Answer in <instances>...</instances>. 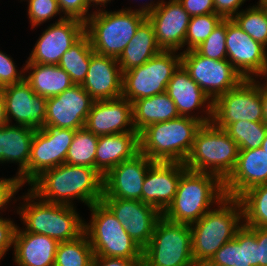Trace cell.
<instances>
[{"label":"cell","mask_w":267,"mask_h":266,"mask_svg":"<svg viewBox=\"0 0 267 266\" xmlns=\"http://www.w3.org/2000/svg\"><path fill=\"white\" fill-rule=\"evenodd\" d=\"M238 154L237 143L210 122L198 129L184 165L191 171L214 174L224 182L235 169Z\"/></svg>","instance_id":"cell-6"},{"label":"cell","mask_w":267,"mask_h":266,"mask_svg":"<svg viewBox=\"0 0 267 266\" xmlns=\"http://www.w3.org/2000/svg\"><path fill=\"white\" fill-rule=\"evenodd\" d=\"M232 19L254 41L267 48V17L259 4L240 10Z\"/></svg>","instance_id":"cell-38"},{"label":"cell","mask_w":267,"mask_h":266,"mask_svg":"<svg viewBox=\"0 0 267 266\" xmlns=\"http://www.w3.org/2000/svg\"><path fill=\"white\" fill-rule=\"evenodd\" d=\"M96 10L85 22L92 49L97 54L118 59L146 15L130 8L113 12L99 7Z\"/></svg>","instance_id":"cell-7"},{"label":"cell","mask_w":267,"mask_h":266,"mask_svg":"<svg viewBox=\"0 0 267 266\" xmlns=\"http://www.w3.org/2000/svg\"><path fill=\"white\" fill-rule=\"evenodd\" d=\"M94 252L85 233L77 239L58 243L54 266H91Z\"/></svg>","instance_id":"cell-35"},{"label":"cell","mask_w":267,"mask_h":266,"mask_svg":"<svg viewBox=\"0 0 267 266\" xmlns=\"http://www.w3.org/2000/svg\"><path fill=\"white\" fill-rule=\"evenodd\" d=\"M133 125L140 133L147 126L180 117L174 101L167 92L132 102Z\"/></svg>","instance_id":"cell-32"},{"label":"cell","mask_w":267,"mask_h":266,"mask_svg":"<svg viewBox=\"0 0 267 266\" xmlns=\"http://www.w3.org/2000/svg\"><path fill=\"white\" fill-rule=\"evenodd\" d=\"M94 53L90 39L84 33L61 57L58 64L74 84L81 85L86 78L91 56Z\"/></svg>","instance_id":"cell-33"},{"label":"cell","mask_w":267,"mask_h":266,"mask_svg":"<svg viewBox=\"0 0 267 266\" xmlns=\"http://www.w3.org/2000/svg\"><path fill=\"white\" fill-rule=\"evenodd\" d=\"M261 100L263 106V122L267 126V87L261 84Z\"/></svg>","instance_id":"cell-50"},{"label":"cell","mask_w":267,"mask_h":266,"mask_svg":"<svg viewBox=\"0 0 267 266\" xmlns=\"http://www.w3.org/2000/svg\"><path fill=\"white\" fill-rule=\"evenodd\" d=\"M265 77V83H263L266 87H267V65H266V68H265V71L264 73L262 74V78Z\"/></svg>","instance_id":"cell-55"},{"label":"cell","mask_w":267,"mask_h":266,"mask_svg":"<svg viewBox=\"0 0 267 266\" xmlns=\"http://www.w3.org/2000/svg\"><path fill=\"white\" fill-rule=\"evenodd\" d=\"M29 186L38 198L50 203L74 206L77 199L90 207L103 197V176L87 166L61 164L44 171Z\"/></svg>","instance_id":"cell-1"},{"label":"cell","mask_w":267,"mask_h":266,"mask_svg":"<svg viewBox=\"0 0 267 266\" xmlns=\"http://www.w3.org/2000/svg\"><path fill=\"white\" fill-rule=\"evenodd\" d=\"M243 221L240 200L225 197L217 208L190 224L192 256L196 266L209 262L220 247L235 237Z\"/></svg>","instance_id":"cell-2"},{"label":"cell","mask_w":267,"mask_h":266,"mask_svg":"<svg viewBox=\"0 0 267 266\" xmlns=\"http://www.w3.org/2000/svg\"><path fill=\"white\" fill-rule=\"evenodd\" d=\"M1 90L8 124L13 119L16 125H25L36 130L45 127L47 98L37 95L25 79Z\"/></svg>","instance_id":"cell-19"},{"label":"cell","mask_w":267,"mask_h":266,"mask_svg":"<svg viewBox=\"0 0 267 266\" xmlns=\"http://www.w3.org/2000/svg\"><path fill=\"white\" fill-rule=\"evenodd\" d=\"M84 127L97 136L137 132L133 125L132 103L122 96L94 101Z\"/></svg>","instance_id":"cell-22"},{"label":"cell","mask_w":267,"mask_h":266,"mask_svg":"<svg viewBox=\"0 0 267 266\" xmlns=\"http://www.w3.org/2000/svg\"><path fill=\"white\" fill-rule=\"evenodd\" d=\"M161 51L162 49L158 46L155 38L153 26L146 18L138 26L135 35L124 48L117 61L123 73L143 65Z\"/></svg>","instance_id":"cell-31"},{"label":"cell","mask_w":267,"mask_h":266,"mask_svg":"<svg viewBox=\"0 0 267 266\" xmlns=\"http://www.w3.org/2000/svg\"><path fill=\"white\" fill-rule=\"evenodd\" d=\"M58 242L53 238L25 232L17 226L14 235V261L17 266H54Z\"/></svg>","instance_id":"cell-26"},{"label":"cell","mask_w":267,"mask_h":266,"mask_svg":"<svg viewBox=\"0 0 267 266\" xmlns=\"http://www.w3.org/2000/svg\"><path fill=\"white\" fill-rule=\"evenodd\" d=\"M24 68L28 73L25 74V80L42 97L57 96L74 85L70 76L58 65L26 63Z\"/></svg>","instance_id":"cell-30"},{"label":"cell","mask_w":267,"mask_h":266,"mask_svg":"<svg viewBox=\"0 0 267 266\" xmlns=\"http://www.w3.org/2000/svg\"><path fill=\"white\" fill-rule=\"evenodd\" d=\"M27 2V13L31 23V29L45 23L58 14L62 16L57 0H27Z\"/></svg>","instance_id":"cell-41"},{"label":"cell","mask_w":267,"mask_h":266,"mask_svg":"<svg viewBox=\"0 0 267 266\" xmlns=\"http://www.w3.org/2000/svg\"><path fill=\"white\" fill-rule=\"evenodd\" d=\"M244 225L267 227V183L250 188L239 198Z\"/></svg>","instance_id":"cell-34"},{"label":"cell","mask_w":267,"mask_h":266,"mask_svg":"<svg viewBox=\"0 0 267 266\" xmlns=\"http://www.w3.org/2000/svg\"><path fill=\"white\" fill-rule=\"evenodd\" d=\"M23 187L18 176L12 178H0V210L4 211L7 209V204L11 202L12 197L16 194L19 189ZM5 207V208H4ZM1 218V216H0Z\"/></svg>","instance_id":"cell-44"},{"label":"cell","mask_w":267,"mask_h":266,"mask_svg":"<svg viewBox=\"0 0 267 266\" xmlns=\"http://www.w3.org/2000/svg\"><path fill=\"white\" fill-rule=\"evenodd\" d=\"M59 8L65 18H75L84 23L88 20L89 14L88 0H57Z\"/></svg>","instance_id":"cell-43"},{"label":"cell","mask_w":267,"mask_h":266,"mask_svg":"<svg viewBox=\"0 0 267 266\" xmlns=\"http://www.w3.org/2000/svg\"><path fill=\"white\" fill-rule=\"evenodd\" d=\"M94 100L79 84L57 96L47 98L45 125L63 129L84 128Z\"/></svg>","instance_id":"cell-18"},{"label":"cell","mask_w":267,"mask_h":266,"mask_svg":"<svg viewBox=\"0 0 267 266\" xmlns=\"http://www.w3.org/2000/svg\"><path fill=\"white\" fill-rule=\"evenodd\" d=\"M226 50L227 60L244 79L259 78L264 73L267 48L254 41L233 19H227Z\"/></svg>","instance_id":"cell-16"},{"label":"cell","mask_w":267,"mask_h":266,"mask_svg":"<svg viewBox=\"0 0 267 266\" xmlns=\"http://www.w3.org/2000/svg\"><path fill=\"white\" fill-rule=\"evenodd\" d=\"M197 266H216V265H211L209 262L201 263Z\"/></svg>","instance_id":"cell-56"},{"label":"cell","mask_w":267,"mask_h":266,"mask_svg":"<svg viewBox=\"0 0 267 266\" xmlns=\"http://www.w3.org/2000/svg\"><path fill=\"white\" fill-rule=\"evenodd\" d=\"M17 225L11 219L0 218V260L14 244Z\"/></svg>","instance_id":"cell-45"},{"label":"cell","mask_w":267,"mask_h":266,"mask_svg":"<svg viewBox=\"0 0 267 266\" xmlns=\"http://www.w3.org/2000/svg\"><path fill=\"white\" fill-rule=\"evenodd\" d=\"M261 83L244 79L236 88L228 90L213 101L212 123L225 129L237 121L263 122Z\"/></svg>","instance_id":"cell-11"},{"label":"cell","mask_w":267,"mask_h":266,"mask_svg":"<svg viewBox=\"0 0 267 266\" xmlns=\"http://www.w3.org/2000/svg\"><path fill=\"white\" fill-rule=\"evenodd\" d=\"M101 202L125 227L131 238L143 249L151 240L162 213L139 200L102 198Z\"/></svg>","instance_id":"cell-17"},{"label":"cell","mask_w":267,"mask_h":266,"mask_svg":"<svg viewBox=\"0 0 267 266\" xmlns=\"http://www.w3.org/2000/svg\"><path fill=\"white\" fill-rule=\"evenodd\" d=\"M224 18L216 13L190 17L183 52L197 48Z\"/></svg>","instance_id":"cell-39"},{"label":"cell","mask_w":267,"mask_h":266,"mask_svg":"<svg viewBox=\"0 0 267 266\" xmlns=\"http://www.w3.org/2000/svg\"><path fill=\"white\" fill-rule=\"evenodd\" d=\"M91 220L84 222V233L94 255L125 259H142V248L131 238L125 227L102 203L90 207Z\"/></svg>","instance_id":"cell-8"},{"label":"cell","mask_w":267,"mask_h":266,"mask_svg":"<svg viewBox=\"0 0 267 266\" xmlns=\"http://www.w3.org/2000/svg\"><path fill=\"white\" fill-rule=\"evenodd\" d=\"M85 33V23L60 16L43 31L26 63L58 65L62 55Z\"/></svg>","instance_id":"cell-15"},{"label":"cell","mask_w":267,"mask_h":266,"mask_svg":"<svg viewBox=\"0 0 267 266\" xmlns=\"http://www.w3.org/2000/svg\"><path fill=\"white\" fill-rule=\"evenodd\" d=\"M123 73L116 58L93 53L82 88L94 101L122 96Z\"/></svg>","instance_id":"cell-24"},{"label":"cell","mask_w":267,"mask_h":266,"mask_svg":"<svg viewBox=\"0 0 267 266\" xmlns=\"http://www.w3.org/2000/svg\"><path fill=\"white\" fill-rule=\"evenodd\" d=\"M190 17L215 13L213 0H178Z\"/></svg>","instance_id":"cell-46"},{"label":"cell","mask_w":267,"mask_h":266,"mask_svg":"<svg viewBox=\"0 0 267 266\" xmlns=\"http://www.w3.org/2000/svg\"><path fill=\"white\" fill-rule=\"evenodd\" d=\"M166 92L174 101L180 116L199 120L202 124H207L212 121V100L205 94L200 86L191 79L189 72L182 64L168 82ZM200 108L203 110L200 111V113H205V116H203V114L199 116L196 115L197 113H193L194 110Z\"/></svg>","instance_id":"cell-23"},{"label":"cell","mask_w":267,"mask_h":266,"mask_svg":"<svg viewBox=\"0 0 267 266\" xmlns=\"http://www.w3.org/2000/svg\"><path fill=\"white\" fill-rule=\"evenodd\" d=\"M181 64L212 102L244 80L227 59H210L195 49L181 52Z\"/></svg>","instance_id":"cell-13"},{"label":"cell","mask_w":267,"mask_h":266,"mask_svg":"<svg viewBox=\"0 0 267 266\" xmlns=\"http://www.w3.org/2000/svg\"><path fill=\"white\" fill-rule=\"evenodd\" d=\"M154 163L142 153L121 162L103 177V197L142 201L143 182Z\"/></svg>","instance_id":"cell-20"},{"label":"cell","mask_w":267,"mask_h":266,"mask_svg":"<svg viewBox=\"0 0 267 266\" xmlns=\"http://www.w3.org/2000/svg\"><path fill=\"white\" fill-rule=\"evenodd\" d=\"M99 136L85 127L75 130L73 141L68 149L66 164L95 168V155Z\"/></svg>","instance_id":"cell-36"},{"label":"cell","mask_w":267,"mask_h":266,"mask_svg":"<svg viewBox=\"0 0 267 266\" xmlns=\"http://www.w3.org/2000/svg\"><path fill=\"white\" fill-rule=\"evenodd\" d=\"M75 130L53 125L35 130L27 169L19 176L30 185L44 171L65 163Z\"/></svg>","instance_id":"cell-12"},{"label":"cell","mask_w":267,"mask_h":266,"mask_svg":"<svg viewBox=\"0 0 267 266\" xmlns=\"http://www.w3.org/2000/svg\"><path fill=\"white\" fill-rule=\"evenodd\" d=\"M35 130L29 126L12 123L0 128V163H17L18 177L28 167Z\"/></svg>","instance_id":"cell-29"},{"label":"cell","mask_w":267,"mask_h":266,"mask_svg":"<svg viewBox=\"0 0 267 266\" xmlns=\"http://www.w3.org/2000/svg\"><path fill=\"white\" fill-rule=\"evenodd\" d=\"M227 19H223L212 31L211 35L195 50L202 56L214 59H227L226 50Z\"/></svg>","instance_id":"cell-40"},{"label":"cell","mask_w":267,"mask_h":266,"mask_svg":"<svg viewBox=\"0 0 267 266\" xmlns=\"http://www.w3.org/2000/svg\"><path fill=\"white\" fill-rule=\"evenodd\" d=\"M141 266H196L190 225L171 222L162 216L142 250Z\"/></svg>","instance_id":"cell-9"},{"label":"cell","mask_w":267,"mask_h":266,"mask_svg":"<svg viewBox=\"0 0 267 266\" xmlns=\"http://www.w3.org/2000/svg\"><path fill=\"white\" fill-rule=\"evenodd\" d=\"M180 65L181 52L162 50L143 65L123 72L122 97L132 103L166 92L168 82Z\"/></svg>","instance_id":"cell-10"},{"label":"cell","mask_w":267,"mask_h":266,"mask_svg":"<svg viewBox=\"0 0 267 266\" xmlns=\"http://www.w3.org/2000/svg\"><path fill=\"white\" fill-rule=\"evenodd\" d=\"M258 266H267V227H256Z\"/></svg>","instance_id":"cell-49"},{"label":"cell","mask_w":267,"mask_h":266,"mask_svg":"<svg viewBox=\"0 0 267 266\" xmlns=\"http://www.w3.org/2000/svg\"><path fill=\"white\" fill-rule=\"evenodd\" d=\"M263 151L266 152L267 154V132H266V135H265V138H264V141L262 142L261 144V147H260Z\"/></svg>","instance_id":"cell-53"},{"label":"cell","mask_w":267,"mask_h":266,"mask_svg":"<svg viewBox=\"0 0 267 266\" xmlns=\"http://www.w3.org/2000/svg\"><path fill=\"white\" fill-rule=\"evenodd\" d=\"M186 170L184 163L154 162L143 182L142 202L163 213L172 203L181 175Z\"/></svg>","instance_id":"cell-21"},{"label":"cell","mask_w":267,"mask_h":266,"mask_svg":"<svg viewBox=\"0 0 267 266\" xmlns=\"http://www.w3.org/2000/svg\"><path fill=\"white\" fill-rule=\"evenodd\" d=\"M108 2H111V0H88L89 6L91 7L93 5L94 7L96 6V8L98 5L100 7H105L107 5L106 3H108ZM91 3H93V4H91Z\"/></svg>","instance_id":"cell-52"},{"label":"cell","mask_w":267,"mask_h":266,"mask_svg":"<svg viewBox=\"0 0 267 266\" xmlns=\"http://www.w3.org/2000/svg\"><path fill=\"white\" fill-rule=\"evenodd\" d=\"M10 55L0 50V89L25 79V68L18 72Z\"/></svg>","instance_id":"cell-42"},{"label":"cell","mask_w":267,"mask_h":266,"mask_svg":"<svg viewBox=\"0 0 267 266\" xmlns=\"http://www.w3.org/2000/svg\"><path fill=\"white\" fill-rule=\"evenodd\" d=\"M201 126L199 120L183 116L151 124L139 133V152L154 162L184 163Z\"/></svg>","instance_id":"cell-5"},{"label":"cell","mask_w":267,"mask_h":266,"mask_svg":"<svg viewBox=\"0 0 267 266\" xmlns=\"http://www.w3.org/2000/svg\"><path fill=\"white\" fill-rule=\"evenodd\" d=\"M216 266H258L256 227L243 226L209 261Z\"/></svg>","instance_id":"cell-28"},{"label":"cell","mask_w":267,"mask_h":266,"mask_svg":"<svg viewBox=\"0 0 267 266\" xmlns=\"http://www.w3.org/2000/svg\"><path fill=\"white\" fill-rule=\"evenodd\" d=\"M237 143L239 150L260 148L264 141L267 126L264 122L237 121L224 129Z\"/></svg>","instance_id":"cell-37"},{"label":"cell","mask_w":267,"mask_h":266,"mask_svg":"<svg viewBox=\"0 0 267 266\" xmlns=\"http://www.w3.org/2000/svg\"><path fill=\"white\" fill-rule=\"evenodd\" d=\"M142 259H125L94 255L91 266H141Z\"/></svg>","instance_id":"cell-48"},{"label":"cell","mask_w":267,"mask_h":266,"mask_svg":"<svg viewBox=\"0 0 267 266\" xmlns=\"http://www.w3.org/2000/svg\"><path fill=\"white\" fill-rule=\"evenodd\" d=\"M138 153V132L99 136L95 155V169L104 177L115 166L132 159Z\"/></svg>","instance_id":"cell-27"},{"label":"cell","mask_w":267,"mask_h":266,"mask_svg":"<svg viewBox=\"0 0 267 266\" xmlns=\"http://www.w3.org/2000/svg\"><path fill=\"white\" fill-rule=\"evenodd\" d=\"M225 197L224 182L218 176L187 169L181 175L172 203L162 216L171 222L190 225Z\"/></svg>","instance_id":"cell-3"},{"label":"cell","mask_w":267,"mask_h":266,"mask_svg":"<svg viewBox=\"0 0 267 266\" xmlns=\"http://www.w3.org/2000/svg\"><path fill=\"white\" fill-rule=\"evenodd\" d=\"M246 0H213L215 13L221 15L224 19H232L238 14L239 8Z\"/></svg>","instance_id":"cell-47"},{"label":"cell","mask_w":267,"mask_h":266,"mask_svg":"<svg viewBox=\"0 0 267 266\" xmlns=\"http://www.w3.org/2000/svg\"><path fill=\"white\" fill-rule=\"evenodd\" d=\"M20 198L24 203L16 210L26 226L23 231L47 235L58 243L77 239L84 233L85 221L74 206L43 201L30 189Z\"/></svg>","instance_id":"cell-4"},{"label":"cell","mask_w":267,"mask_h":266,"mask_svg":"<svg viewBox=\"0 0 267 266\" xmlns=\"http://www.w3.org/2000/svg\"><path fill=\"white\" fill-rule=\"evenodd\" d=\"M266 183V152L261 148L239 150L235 169L224 181L225 196L239 198L250 188Z\"/></svg>","instance_id":"cell-25"},{"label":"cell","mask_w":267,"mask_h":266,"mask_svg":"<svg viewBox=\"0 0 267 266\" xmlns=\"http://www.w3.org/2000/svg\"><path fill=\"white\" fill-rule=\"evenodd\" d=\"M257 4H259L263 8V10L266 14V17H267V1H259V2H257Z\"/></svg>","instance_id":"cell-54"},{"label":"cell","mask_w":267,"mask_h":266,"mask_svg":"<svg viewBox=\"0 0 267 266\" xmlns=\"http://www.w3.org/2000/svg\"><path fill=\"white\" fill-rule=\"evenodd\" d=\"M6 124H8V122L5 113V101L2 94V90L0 89V128H2Z\"/></svg>","instance_id":"cell-51"},{"label":"cell","mask_w":267,"mask_h":266,"mask_svg":"<svg viewBox=\"0 0 267 266\" xmlns=\"http://www.w3.org/2000/svg\"><path fill=\"white\" fill-rule=\"evenodd\" d=\"M146 15L153 26L158 46L165 51L183 50L190 15L178 0L144 3L135 9Z\"/></svg>","instance_id":"cell-14"}]
</instances>
